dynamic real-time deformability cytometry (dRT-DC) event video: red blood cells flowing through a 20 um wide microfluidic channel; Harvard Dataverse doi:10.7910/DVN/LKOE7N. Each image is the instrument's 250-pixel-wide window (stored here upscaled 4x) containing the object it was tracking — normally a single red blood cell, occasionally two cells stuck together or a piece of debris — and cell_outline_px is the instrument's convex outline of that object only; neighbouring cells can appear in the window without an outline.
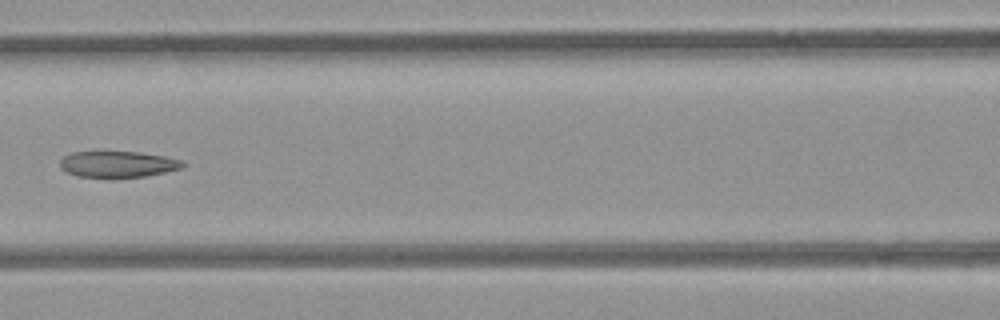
{"species": "common noctule bat (a hibernating species)", "species_latin": "Nyctalus noctula", "temperature_condition": "room temperature", "stored_images_in_passage": 4, "camera_frame_rate_fps": 3000, "um_per_image_px": 0.085, "animal": {"sex": "female", "body_mass_g": 21.9}, "frame": {"image": 1, "passage_image": 4, "time_ms": 3.333, "image_size_px": [1000, 320], "cell_outline_px": [[188, 164], [180, 168], [164, 172], [144, 176], [76, 176], [60, 168], [60, 160], [64, 156], [72, 152], [140, 152], [164, 156], [184, 160]], "centroid_in_image_um": [10.04, 13.93], "position_along_channel_um": 156.6, "area_um2": 18.38}}